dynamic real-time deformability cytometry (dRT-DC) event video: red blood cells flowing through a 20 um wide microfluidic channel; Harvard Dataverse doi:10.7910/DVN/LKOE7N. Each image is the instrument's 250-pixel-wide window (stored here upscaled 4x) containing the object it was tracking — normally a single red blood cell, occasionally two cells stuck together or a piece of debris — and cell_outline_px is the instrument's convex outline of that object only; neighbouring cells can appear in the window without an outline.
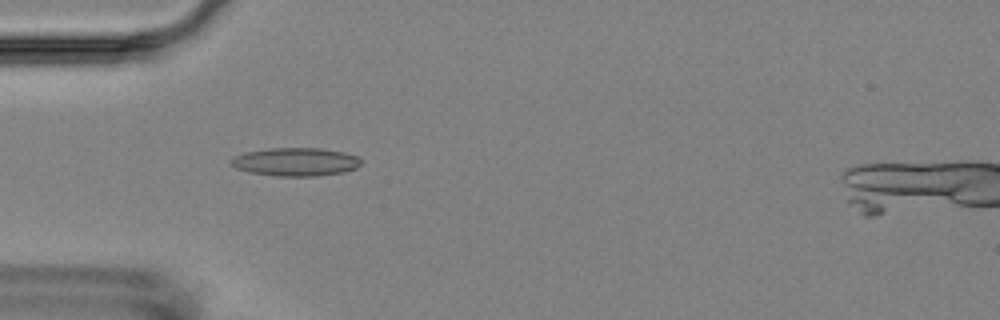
{"species": "Egyptian fruit bat (a non-hibernating species)", "species_latin": "Rousettus aegyptiacus", "temperature_condition": "room temperature", "stored_images_in_passage": 4, "camera_frame_rate_fps": 3000, "um_per_image_px": 0.085, "animal": {"sex": "female"}, "frame": {"image": 1, "passage_image": 3, "time_ms": 2.333, "image_size_px": [1000, 320], "cell_outline_px": [[360, 164], [356, 168], [344, 172], [316, 176], [276, 176], [248, 172], [236, 168], [228, 164], [228, 160], [232, 156], [244, 152], [268, 148], [320, 148], [344, 152], [360, 156]], "centroid_in_image_um": [25.07, 13.75], "position_along_channel_um": 59.9, "area_um2": 21.79}}